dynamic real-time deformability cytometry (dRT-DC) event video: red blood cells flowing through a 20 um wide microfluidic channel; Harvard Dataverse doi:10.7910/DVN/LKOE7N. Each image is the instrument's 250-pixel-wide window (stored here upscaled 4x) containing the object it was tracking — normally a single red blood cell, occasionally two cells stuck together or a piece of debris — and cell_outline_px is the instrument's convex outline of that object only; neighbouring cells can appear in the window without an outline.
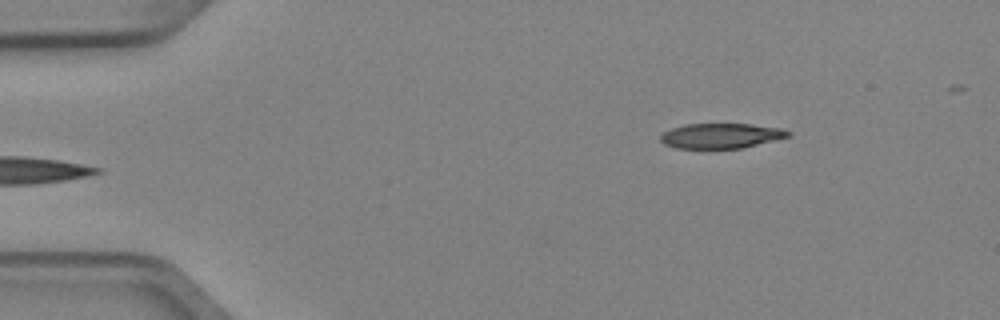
{"species": "Egyptian fruit bat (a non-hibernating species)", "species_latin": "Rousettus aegyptiacus", "temperature_condition": "cold", "stored_images_in_passage": 5, "segment_of_instrument_passage": [2, 2], "camera_frame_rate_fps": 3000, "um_per_image_px": 0.085, "animal": {"sex": "female"}, "frame": {"image": 1, "passage_image": 5, "time_ms": 1.333, "image_size_px": [1000, 320], "cell_outline_px": [[792, 132], [788, 136], [740, 148], [676, 148], [664, 144], [660, 140], [660, 136], [664, 132], [672, 128], [684, 124], [752, 124], [780, 128]], "centroid_in_image_um": [61.23, 11.53], "position_along_channel_um": 23.8, "area_um2": 18.32}}